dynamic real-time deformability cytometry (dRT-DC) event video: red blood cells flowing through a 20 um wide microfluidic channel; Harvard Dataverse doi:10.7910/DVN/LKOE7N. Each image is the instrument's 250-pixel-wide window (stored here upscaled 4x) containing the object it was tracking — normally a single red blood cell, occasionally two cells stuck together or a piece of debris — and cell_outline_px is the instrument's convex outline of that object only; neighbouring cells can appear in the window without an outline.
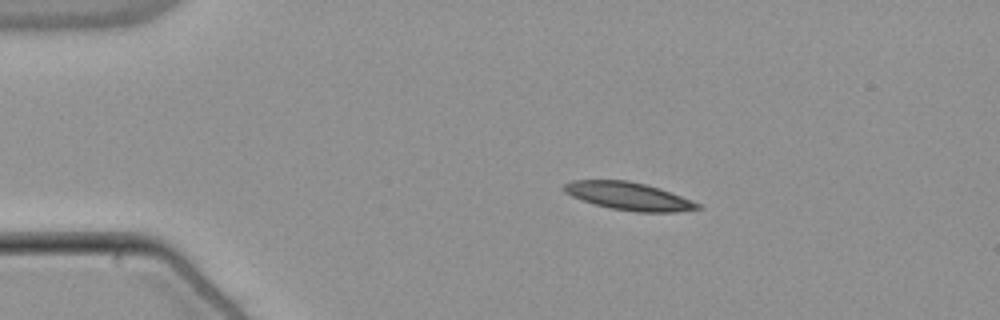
{"species": "common noctule bat (a hibernating species)", "species_latin": "Nyctalus noctula", "temperature_condition": "warm", "stored_images_in_passage": 44, "camera_frame_rate_fps": 3000, "um_per_image_px": 0.085, "animal": {"sex": "male", "body_mass_g": 21.5, "forearm_length_mm": 52.0}, "frame": {"image": 1, "passage_image": 1, "time_ms": 0.0, "image_size_px": [1000, 320], "cell_outline_px": [[704, 208], [676, 212], [636, 212], [612, 208], [596, 204], [572, 196], [564, 192], [564, 184], [572, 180], [628, 180], [660, 188], [692, 200], [700, 204]], "centroid_in_image_um": [53.48, 16.67], "position_along_channel_um": 31.5, "area_um2": 21.5}}
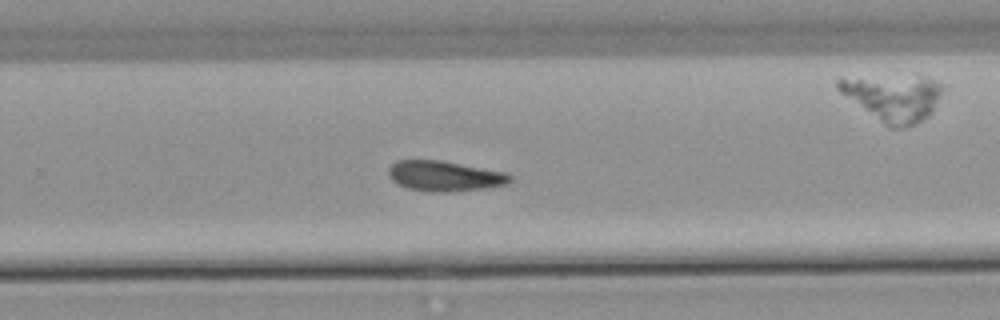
{"frame": {"image": 2, "passage_image": 26, "time_ms": 8.333, "image_size_px": [1000, 320], "cell_outline_px": [[512, 180], [508, 184], [484, 188], [448, 192], [432, 192], [408, 188], [392, 180], [388, 176], [388, 168], [396, 160], [440, 160], [504, 172], [512, 176]], "centroid_in_image_um": [37.78, 14.96], "position_along_channel_um": 292.0, "area_um2": 21.33}}
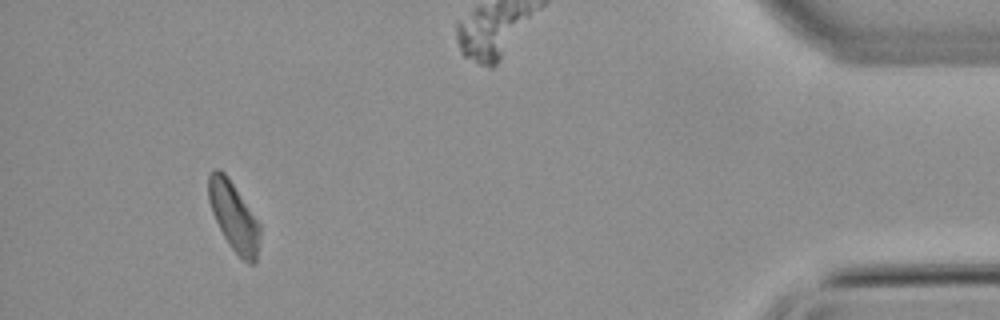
{"frame": {"image": 3, "passage_image": 41, "time_ms": 13.333, "image_size_px": [1000, 320], "cell_outline_px": [[260, 232], [256, 260], [252, 264], [248, 264], [232, 248], [224, 236], [212, 212], [208, 200], [208, 176], [216, 168], [220, 168], [228, 176], [260, 224]], "centroid_in_image_um": [19.86, 18.36], "position_along_channel_um": 415.3, "area_um2": 20.29}, "authors_computed_cell_mechanics": {"area_um2": 21.4438, "velocity_mm_per_s": 3.7951, "shape_relaxation_time_tau1_ms": 8.8528, "shape_relaxation_time_tau2_ms": null, "deformation_change_tau1": 0.1723, "deformation_change_tau2": null}}